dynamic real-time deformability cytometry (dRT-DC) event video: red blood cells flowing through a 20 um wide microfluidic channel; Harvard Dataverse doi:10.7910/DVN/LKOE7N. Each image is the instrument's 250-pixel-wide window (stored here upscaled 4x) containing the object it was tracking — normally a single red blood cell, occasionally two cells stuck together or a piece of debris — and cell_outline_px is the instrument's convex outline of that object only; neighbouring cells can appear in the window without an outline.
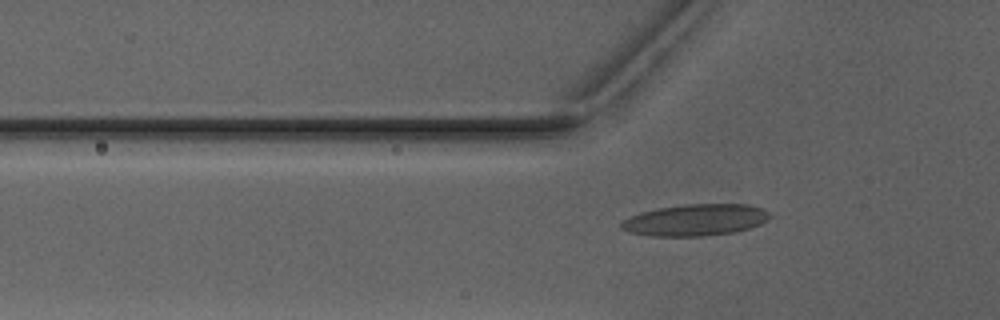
{"species": "Egyptian fruit bat (a non-hibernating species)", "species_latin": "Rousettus aegyptiacus", "temperature_condition": "warm", "stored_images_in_passage": 7, "camera_frame_rate_fps": 3000, "um_per_image_px": 0.085, "animal": {"sex": "male"}, "frame": {"image": 1, "passage_image": 7, "time_ms": 8.333, "image_size_px": [1000, 320], "cell_outline_px": [[768, 220], [752, 228], [732, 232], [700, 236], [652, 236], [628, 232], [620, 228], [620, 224], [624, 220], [640, 212], [656, 208], [684, 204], [748, 204], [760, 208], [768, 212]], "centroid_in_image_um": [59.08, 18.69], "position_along_channel_um": 66.7, "area_um2": 27.28}}